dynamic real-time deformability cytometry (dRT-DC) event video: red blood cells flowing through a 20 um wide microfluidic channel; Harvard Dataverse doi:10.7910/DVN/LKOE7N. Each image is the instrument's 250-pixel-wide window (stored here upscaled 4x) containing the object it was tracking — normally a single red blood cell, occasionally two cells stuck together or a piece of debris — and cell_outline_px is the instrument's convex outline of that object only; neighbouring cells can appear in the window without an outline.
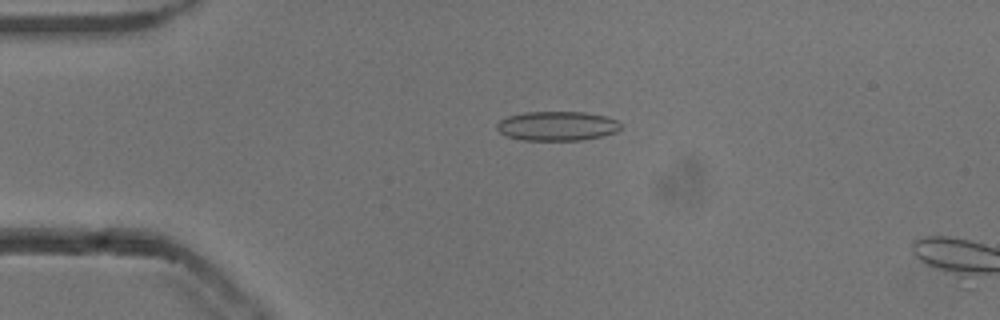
{"species": "common noctule bat (a hibernating species)", "species_latin": "Nyctalus noctula", "temperature_condition": "cold", "stored_images_in_passage": 6, "camera_frame_rate_fps": 3000, "um_per_image_px": 0.085, "animal": {"sex": "male", "body_mass_g": 13.3}, "frame": {"image": 1, "passage_image": 4, "time_ms": 1.0, "image_size_px": [1000, 320], "cell_outline_px": [[620, 128], [616, 132], [584, 140], [524, 140], [508, 136], [500, 132], [496, 128], [496, 124], [500, 120], [508, 116], [524, 112], [584, 112], [604, 116], [616, 120], [620, 124]], "centroid_in_image_um": [47.33, 10.71], "position_along_channel_um": 37.7, "area_um2": 21.04}}